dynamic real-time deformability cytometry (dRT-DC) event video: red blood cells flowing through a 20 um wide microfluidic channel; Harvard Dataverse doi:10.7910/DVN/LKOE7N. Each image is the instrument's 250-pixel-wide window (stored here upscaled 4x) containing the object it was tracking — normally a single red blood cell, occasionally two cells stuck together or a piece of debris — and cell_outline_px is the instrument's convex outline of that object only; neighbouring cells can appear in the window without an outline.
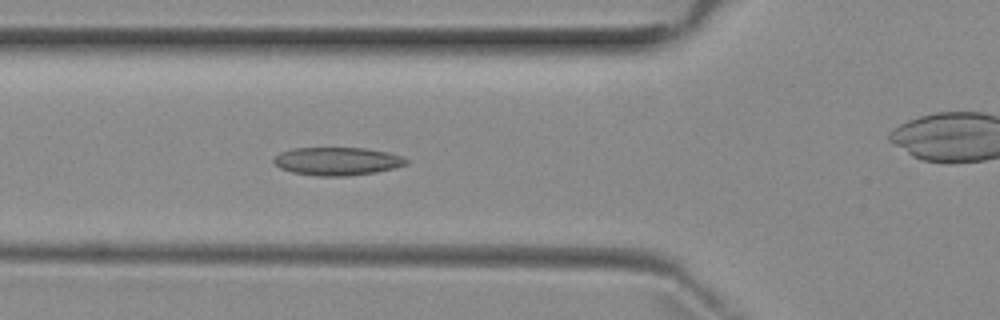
{"species": "common noctule bat (a hibernating species)", "species_latin": "Nyctalus noctula", "temperature_condition": "room temperature", "stored_images_in_passage": 5, "camera_frame_rate_fps": 3000, "um_per_image_px": 0.085, "animal": {"sex": "female", "body_mass_g": 29.2, "forearm_length_mm": 56.3}, "frame": {"image": 1, "passage_image": 4, "time_ms": 4.333, "image_size_px": [1000, 320], "cell_outline_px": [[408, 164], [376, 172], [348, 176], [316, 176], [292, 172], [280, 168], [272, 160], [280, 152], [292, 148], [364, 148], [388, 152], [400, 156], [408, 160]], "centroid_in_image_um": [28.65, 13.7], "position_along_channel_um": 97.2, "area_um2": 21.62}}